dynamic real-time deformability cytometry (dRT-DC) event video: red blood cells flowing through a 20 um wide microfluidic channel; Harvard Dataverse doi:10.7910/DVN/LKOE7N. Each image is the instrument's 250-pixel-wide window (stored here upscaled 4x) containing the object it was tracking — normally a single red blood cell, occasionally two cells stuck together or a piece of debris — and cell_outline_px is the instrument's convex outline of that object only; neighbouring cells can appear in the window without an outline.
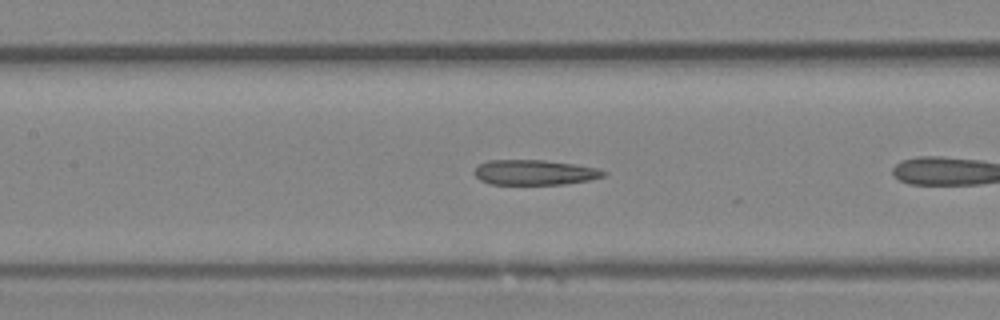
{"species": "Egyptian fruit bat (a non-hibernating species)", "species_latin": "Rousettus aegyptiacus", "temperature_condition": "room temperature", "stored_images_in_passage": 9, "camera_frame_rate_fps": 3000, "um_per_image_px": 0.085, "animal": {"sex": "female"}, "frame": {"image": 1, "passage_image": 7, "time_ms": 2.0, "image_size_px": [1000, 320], "cell_outline_px": [[608, 172], [604, 176], [588, 180], [564, 184], [488, 184], [480, 180], [476, 176], [476, 168], [480, 164], [488, 160], [544, 160], [572, 164], [596, 168]], "centroid_in_image_um": [45.43, 14.66], "position_along_channel_um": 162.0, "area_um2": 18.67}}